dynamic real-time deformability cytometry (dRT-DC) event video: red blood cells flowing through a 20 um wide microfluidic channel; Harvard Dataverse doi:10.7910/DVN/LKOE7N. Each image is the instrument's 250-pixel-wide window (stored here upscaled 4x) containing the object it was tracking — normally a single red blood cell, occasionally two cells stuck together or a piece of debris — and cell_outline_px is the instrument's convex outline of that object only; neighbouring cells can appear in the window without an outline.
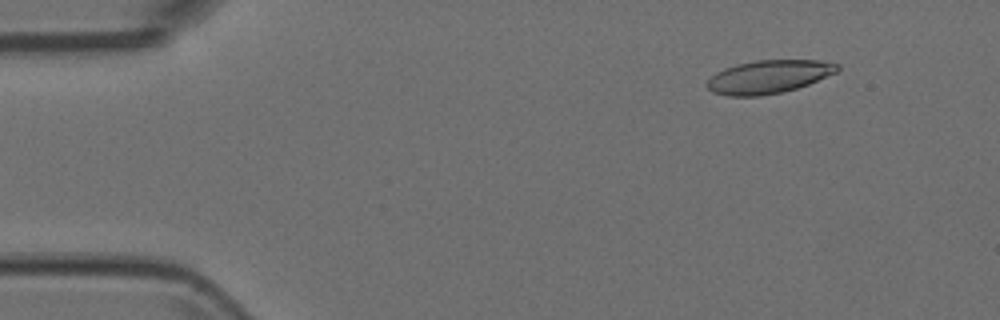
{"species": "Egyptian fruit bat (a non-hibernating species)", "species_latin": "Rousettus aegyptiacus", "temperature_condition": "room temperature", "stored_images_in_passage": 8, "camera_frame_rate_fps": 3000, "um_per_image_px": 0.085, "animal": {"sex": "female"}, "frame": {"image": 1, "passage_image": 1, "time_ms": 0.0, "image_size_px": [1000, 320], "cell_outline_px": [[840, 68], [836, 72], [808, 84], [796, 88], [780, 92], [760, 96], [728, 96], [712, 92], [704, 84], [716, 72], [724, 68], [736, 64], [756, 60], [820, 60], [840, 64]], "centroid_in_image_um": [65.31, 6.52], "position_along_channel_um": 19.7, "area_um2": 25.2}}
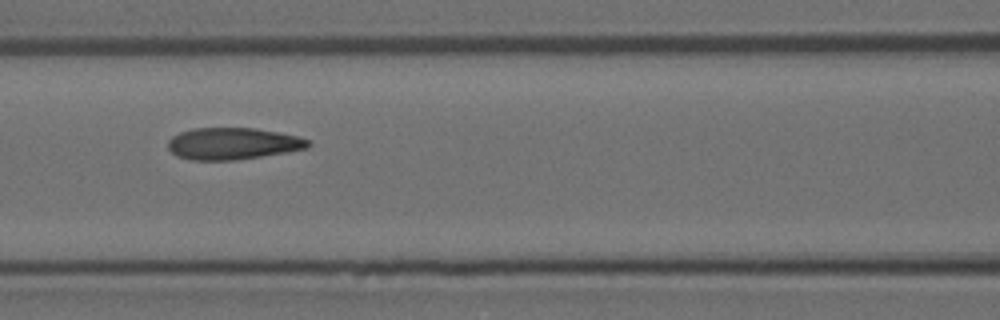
{"frame": {"image": 2, "passage_image": 6, "time_ms": 1.667, "image_size_px": [1000, 320], "cell_outline_px": [[312, 144], [308, 148], [288, 152], [236, 160], [192, 160], [176, 156], [168, 148], [168, 140], [172, 136], [180, 132], [192, 128], [256, 128], [296, 136], [308, 140]], "centroid_in_image_um": [19.77, 12.21], "position_along_channel_um": 146.8, "area_um2": 26.01}}
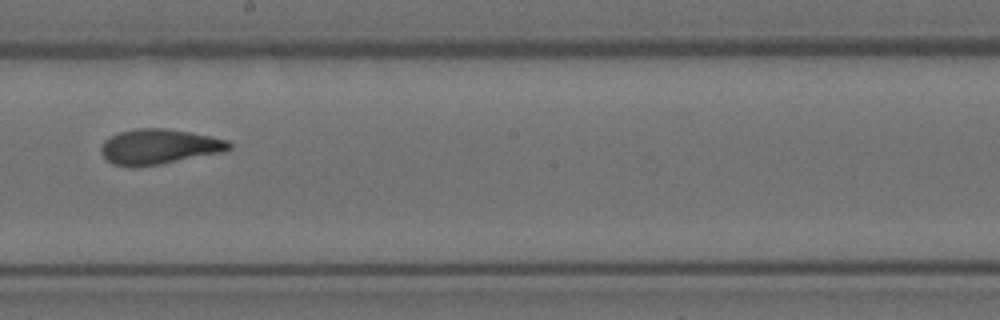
{"frame": {"image": 3, "passage_image": 8, "time_ms": 2.333, "image_size_px": [1000, 320], "cell_outline_px": [[232, 148], [224, 152], [160, 164], [112, 164], [100, 152], [100, 148], [104, 140], [120, 132], [136, 128], [164, 128], [192, 132], [212, 136], [228, 140], [232, 144]], "centroid_in_image_um": [13.59, 12.43], "position_along_channel_um": 234.6, "area_um2": 25.78}}